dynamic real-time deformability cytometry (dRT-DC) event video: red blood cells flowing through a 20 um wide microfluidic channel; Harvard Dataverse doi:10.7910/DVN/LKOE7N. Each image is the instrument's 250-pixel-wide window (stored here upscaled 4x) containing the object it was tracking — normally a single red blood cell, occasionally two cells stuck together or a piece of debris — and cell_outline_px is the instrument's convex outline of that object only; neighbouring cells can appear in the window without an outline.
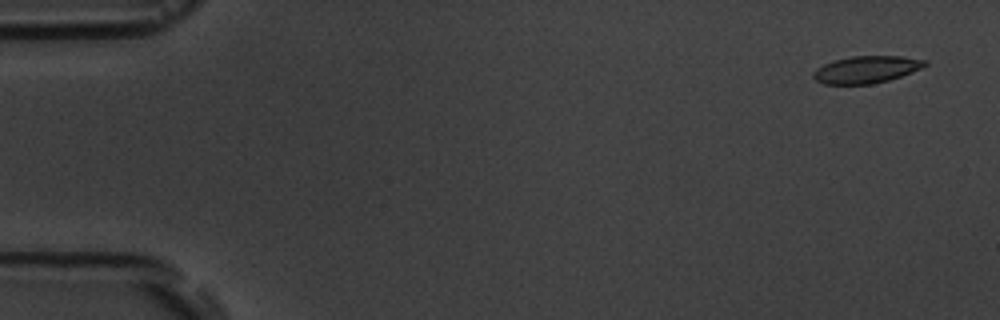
{"species": "common noctule bat (a hibernating species)", "species_latin": "Nyctalus noctula", "temperature_condition": "room temperature", "stored_images_in_passage": 5, "camera_frame_rate_fps": 3000, "um_per_image_px": 0.085, "animal": {"sex": "male", "body_mass_g": 19.5, "forearm_length_mm": 54.6}, "frame": {"image": 1, "passage_image": 1, "time_ms": 0.0, "image_size_px": [1000, 320], "cell_outline_px": [[928, 64], [912, 72], [888, 80], [872, 84], [824, 84], [816, 80], [812, 76], [812, 72], [816, 68], [824, 64], [836, 60], [852, 56], [900, 56], [928, 60]], "centroid_in_image_um": [73.63, 5.91], "position_along_channel_um": 11.4, "area_um2": 17.57}}
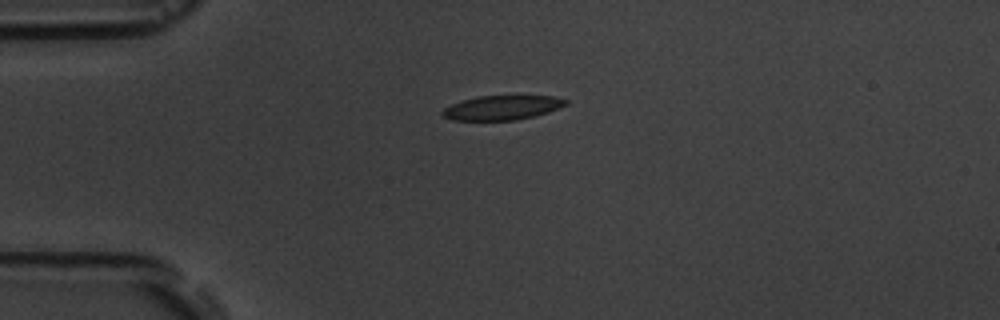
{"frame": {"image": 2, "passage_image": 4, "time_ms": 3.667, "image_size_px": [1000, 320], "cell_outline_px": [[568, 104], [548, 112], [536, 116], [516, 120], [452, 120], [440, 116], [440, 112], [444, 108], [452, 104], [476, 96], [552, 96], [568, 100]], "centroid_in_image_um": [42.66, 9.16], "position_along_channel_um": 42.3, "area_um2": 17.57}}